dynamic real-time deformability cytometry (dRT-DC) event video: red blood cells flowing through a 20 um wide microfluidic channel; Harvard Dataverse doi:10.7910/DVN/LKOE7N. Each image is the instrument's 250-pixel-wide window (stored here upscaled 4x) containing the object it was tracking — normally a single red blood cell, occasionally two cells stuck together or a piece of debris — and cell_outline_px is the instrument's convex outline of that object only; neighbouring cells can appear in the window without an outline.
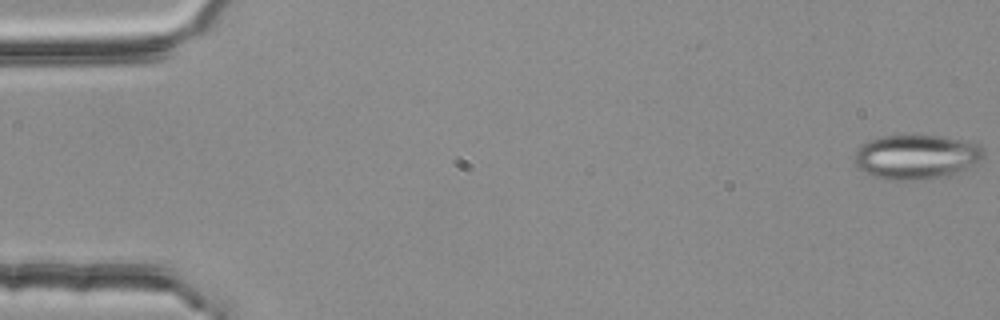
{"species": "common noctule bat (a hibernating species)", "species_latin": "Nyctalus noctula", "temperature_condition": "room temperature", "stored_images_in_passage": 55, "camera_frame_rate_fps": 3000, "um_per_image_px": 0.085, "animal": {"sex": "female", "body_mass_g": 25.1}, "frame": {"image": 1, "passage_image": 1, "time_ms": 0.0, "image_size_px": [1000, 320], "cell_outline_px": [[984, 160], [944, 176], [916, 180], [896, 180], [872, 176], [856, 168], [852, 160], [852, 156], [856, 148], [872, 140], [884, 136], [944, 136], [964, 140], [980, 144], [984, 148]], "centroid_in_image_um": [77.86, 13.33], "position_along_channel_um": 7.1, "area_um2": 33.52}}
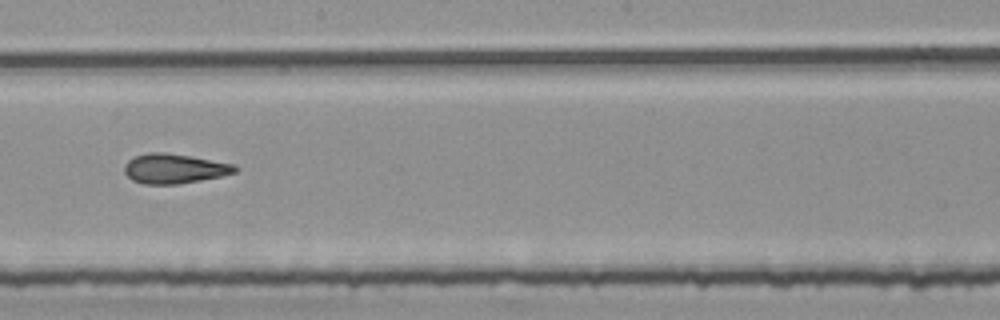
{"frame": {"image": 2, "passage_image": 31, "time_ms": 10.0, "image_size_px": [1000, 320], "cell_outline_px": [[236, 172], [220, 176], [200, 180], [176, 184], [144, 184], [132, 180], [124, 172], [124, 164], [132, 156], [148, 152], [164, 152], [188, 156], [232, 164], [236, 168]], "centroid_in_image_um": [14.72, 14.33], "position_along_channel_um": 233.5, "area_um2": 18.9}}
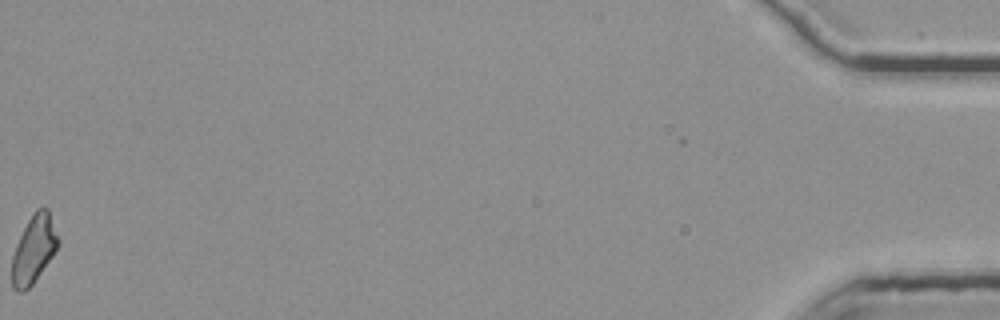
{"frame": {"image": 3, "passage_image": 55, "time_ms": 18.0, "image_size_px": [1000, 320], "cell_outline_px": [[60, 244], [52, 256], [32, 284], [24, 292], [16, 292], [12, 288], [12, 256], [16, 244], [28, 220], [36, 208], [48, 208], [60, 240]], "centroid_in_image_um": [2.87, 21.19], "position_along_channel_um": 432.3, "area_um2": 18.21}, "authors_computed_cell_mechanics": {"area_um2": 19.074, "velocity_mm_per_s": 3.7885, "shape_relaxation_time_tau1_ms": 5.4045, "shape_relaxation_time_tau2_ms": 2.6014, "deformation_change_tau1": 0.1445, "deformation_change_tau2": 0.1212}}